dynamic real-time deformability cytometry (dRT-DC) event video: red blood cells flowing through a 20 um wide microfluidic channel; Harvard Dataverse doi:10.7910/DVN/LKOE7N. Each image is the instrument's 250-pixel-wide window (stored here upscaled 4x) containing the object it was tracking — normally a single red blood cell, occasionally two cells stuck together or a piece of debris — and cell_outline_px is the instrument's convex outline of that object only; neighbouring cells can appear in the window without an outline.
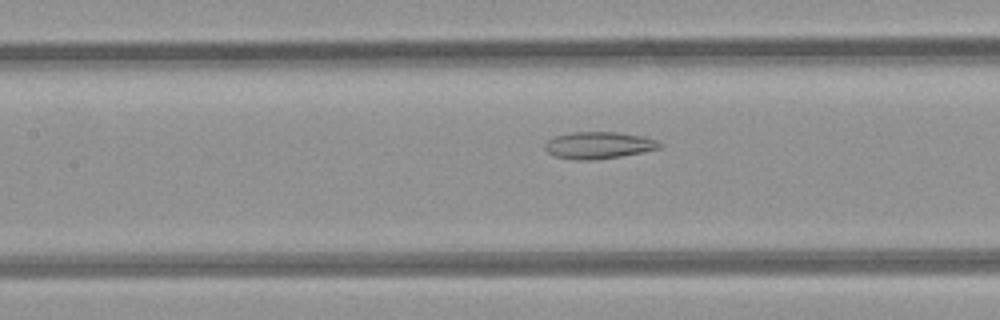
{"species": "common noctule bat (a hibernating species)", "species_latin": "Nyctalus noctula", "temperature_condition": "room temperature", "stored_images_in_passage": 26, "camera_frame_rate_fps": 3000, "um_per_image_px": 0.085, "animal": {"sex": "female", "body_mass_g": 21.9}, "frame": {"image": 1, "passage_image": 15, "time_ms": 4.667, "image_size_px": [1000, 320], "cell_outline_px": [[664, 144], [660, 148], [620, 156], [596, 160], [572, 160], [552, 156], [544, 148], [544, 144], [548, 140], [556, 136], [572, 132], [616, 132], [640, 136], [656, 140]], "centroid_in_image_um": [50.84, 12.36], "position_along_channel_um": 156.6, "area_um2": 17.98}}
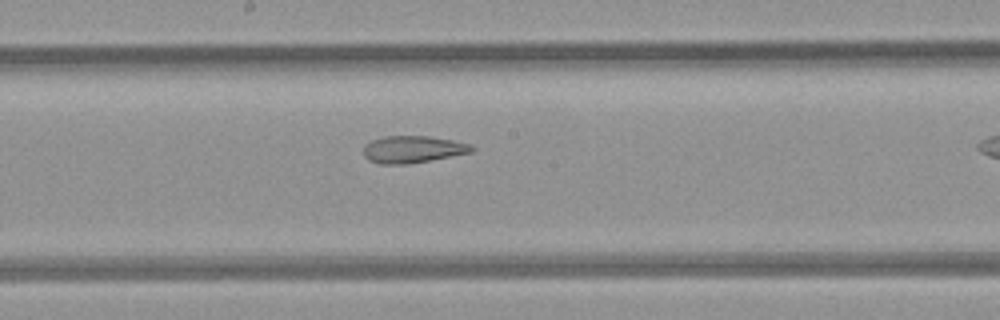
{"frame": {"image": 2, "passage_image": 19, "time_ms": 6.0, "image_size_px": [1000, 320], "cell_outline_px": [[476, 148], [472, 152], [408, 164], [380, 164], [368, 160], [364, 156], [364, 148], [372, 140], [384, 136], [428, 136], [452, 140], [468, 144]], "centroid_in_image_um": [35.07, 12.7], "position_along_channel_um": 213.1, "area_um2": 16.88}}
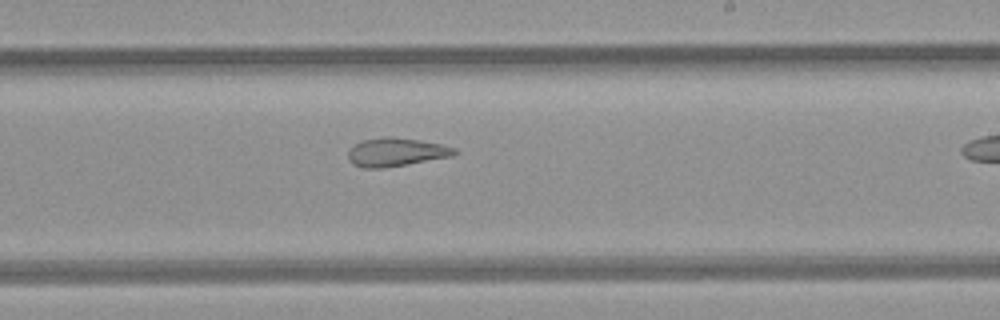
{"frame": {"image": 3, "passage_image": 22, "time_ms": 7.0, "image_size_px": [1000, 320], "cell_outline_px": [[460, 152], [452, 156], [408, 164], [384, 168], [364, 168], [352, 164], [348, 160], [348, 152], [356, 144], [364, 140], [420, 140], [440, 144], [456, 148]], "centroid_in_image_um": [33.71, 12.99], "position_along_channel_um": 255.3, "area_um2": 16.76}}